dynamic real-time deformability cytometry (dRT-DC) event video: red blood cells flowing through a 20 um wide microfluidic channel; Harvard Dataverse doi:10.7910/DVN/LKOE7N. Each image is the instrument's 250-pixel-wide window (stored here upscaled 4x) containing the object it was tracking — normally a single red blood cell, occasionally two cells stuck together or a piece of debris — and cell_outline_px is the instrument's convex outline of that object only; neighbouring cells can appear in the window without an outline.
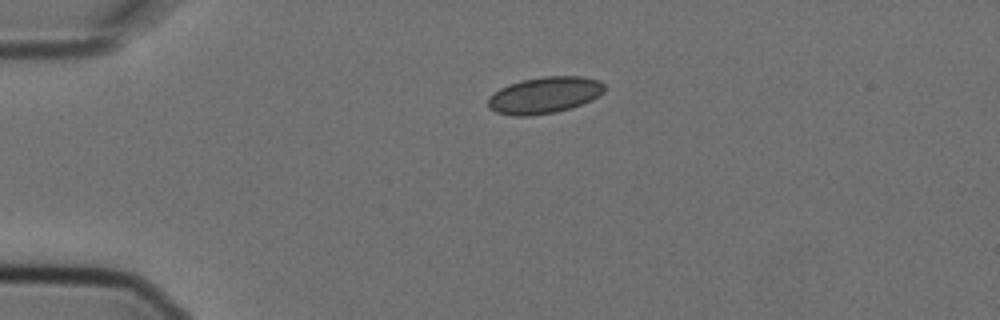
{"species": "Egyptian fruit bat (a non-hibernating species)", "species_latin": "Rousettus aegyptiacus", "temperature_condition": "cold", "stored_images_in_passage": 2, "camera_frame_rate_fps": 3000, "um_per_image_px": 0.085, "animal": {"sex": "female"}, "frame": {"image": 1, "passage_image": 1, "time_ms": 0.0, "image_size_px": [1000, 320], "cell_outline_px": [[604, 92], [600, 96], [592, 100], [572, 108], [556, 112], [532, 116], [512, 116], [496, 112], [488, 108], [488, 96], [500, 88], [508, 84], [520, 80], [544, 76], [584, 76], [600, 80], [604, 84]], "centroid_in_image_um": [46.28, 8.09], "position_along_channel_um": 38.7, "area_um2": 25.26}}